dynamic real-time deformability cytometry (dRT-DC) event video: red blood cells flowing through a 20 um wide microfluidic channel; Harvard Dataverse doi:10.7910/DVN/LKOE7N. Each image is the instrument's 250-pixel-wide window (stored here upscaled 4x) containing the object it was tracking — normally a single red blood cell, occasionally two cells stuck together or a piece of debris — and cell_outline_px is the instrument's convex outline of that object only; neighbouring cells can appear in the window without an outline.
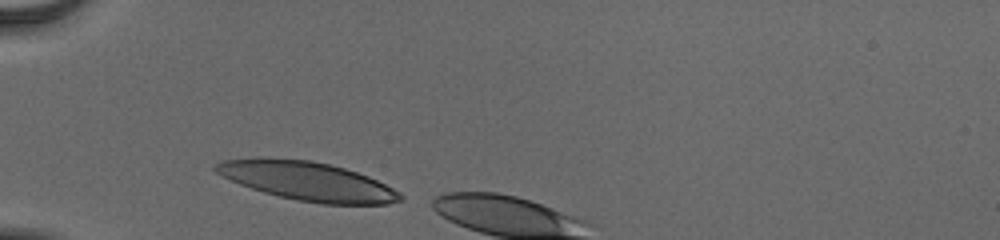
{"species": "human", "species_latin": "Homo sapiens", "temperature_condition": "cold", "stored_images_in_passage": 4, "camera_frame_rate_fps": 3000, "um_per_image_px": 0.085, "donor": {"sex": "male"}, "frame": {"image": 1, "passage_image": 1, "time_ms": 0.0, "image_size_px": [1000, 240], "cell_outline_px": [[404, 200], [388, 204], [324, 204], [300, 200], [280, 196], [264, 192], [240, 184], [216, 172], [212, 168], [216, 164], [224, 160], [252, 156], [268, 156], [308, 160], [328, 164], [344, 168], [368, 176], [400, 192], [404, 196]], "centroid_in_image_um": [26.11, 15.37], "position_along_channel_um": 58.9, "area_um2": 41.73}}